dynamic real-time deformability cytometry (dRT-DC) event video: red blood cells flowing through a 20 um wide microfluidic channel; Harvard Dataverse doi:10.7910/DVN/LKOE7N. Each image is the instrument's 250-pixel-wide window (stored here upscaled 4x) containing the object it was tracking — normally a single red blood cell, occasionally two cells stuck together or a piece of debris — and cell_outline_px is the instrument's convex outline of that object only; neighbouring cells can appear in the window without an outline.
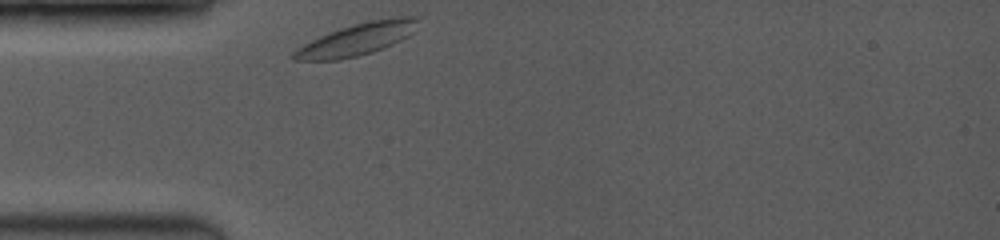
{"species": "common noctule bat (a hibernating species)", "species_latin": "Nyctalus noctula", "temperature_condition": "room temperature", "stored_images_in_passage": 13, "camera_frame_rate_fps": 3500, "um_per_image_px": 0.085, "animal": {"sex": "female", "body_mass_g": 19.0, "forearm_length_mm": 53.3}, "frame": {"image": 1, "passage_image": 1, "time_ms": 0.0, "image_size_px": [1000, 240], "cell_outline_px": [[420, 20], [412, 32], [408, 36], [384, 48], [372, 52], [340, 60], [292, 60], [292, 52], [304, 44], [328, 32], [340, 28], [372, 20], [396, 16], [420, 16]], "centroid_in_image_um": [30.37, 3.33], "position_along_channel_um": 54.6, "area_um2": 23.06}}
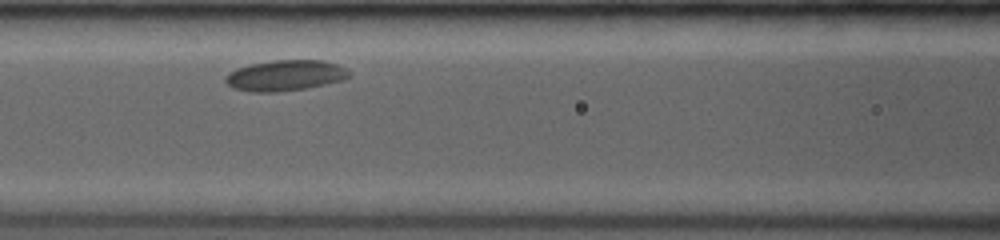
{"frame": {"image": 2, "passage_image": 10, "time_ms": 2.571, "image_size_px": [1000, 240], "cell_outline_px": [[352, 76], [344, 80], [304, 88], [276, 92], [252, 92], [232, 88], [224, 80], [224, 76], [228, 72], [236, 68], [252, 64], [272, 60], [324, 60], [336, 64], [352, 72]], "centroid_in_image_um": [24.24, 6.41], "position_along_channel_um": 142.4, "area_um2": 22.25}}
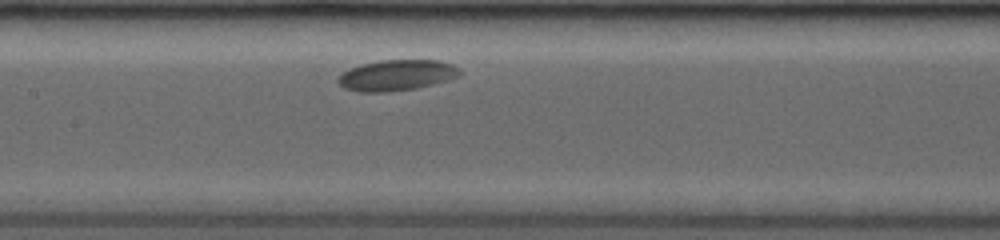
{"frame": {"image": 3, "passage_image": 12, "time_ms": 3.429, "image_size_px": [1000, 240], "cell_outline_px": [[460, 76], [448, 80], [416, 88], [388, 92], [360, 92], [344, 88], [336, 80], [348, 68], [360, 64], [380, 60], [440, 60], [452, 64], [460, 68]], "centroid_in_image_um": [33.72, 6.39], "position_along_channel_um": 173.7, "area_um2": 21.96}}